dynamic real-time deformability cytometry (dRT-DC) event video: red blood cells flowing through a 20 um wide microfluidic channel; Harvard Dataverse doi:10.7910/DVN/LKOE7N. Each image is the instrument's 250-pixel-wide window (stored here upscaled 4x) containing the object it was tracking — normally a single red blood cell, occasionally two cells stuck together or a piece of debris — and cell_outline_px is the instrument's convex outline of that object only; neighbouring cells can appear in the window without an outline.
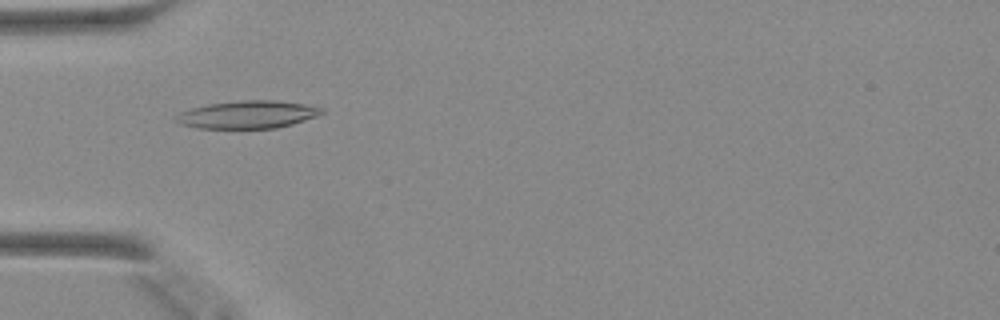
{"species": "Egyptian fruit bat (a non-hibernating species)", "species_latin": "Rousettus aegyptiacus", "temperature_condition": "warm", "stored_images_in_passage": 48, "camera_frame_rate_fps": 3000, "um_per_image_px": 0.085, "animal": {"sex": "female"}, "frame": {"image": 1, "passage_image": 16, "time_ms": 5.0, "image_size_px": [1000, 320], "cell_outline_px": [[324, 112], [316, 116], [292, 124], [276, 128], [196, 128], [180, 124], [172, 120], [180, 112], [192, 108], [208, 104], [240, 100], [276, 100], [304, 104], [324, 108]], "centroid_in_image_um": [21.02, 9.73], "position_along_channel_um": 64.0, "area_um2": 23.52}}
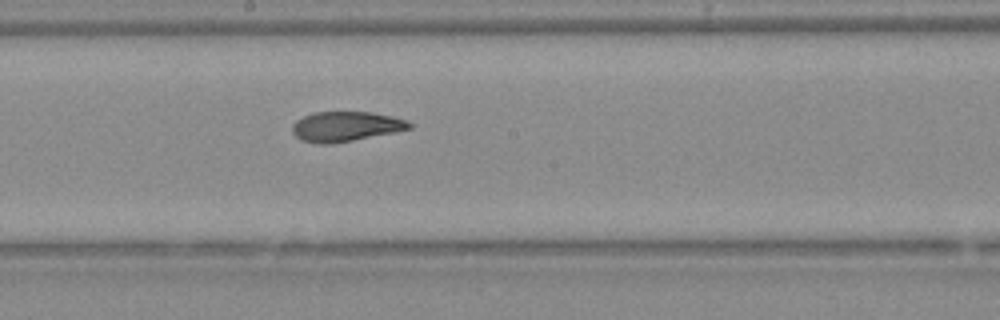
{"frame": {"image": 2, "passage_image": 27, "time_ms": 8.667, "image_size_px": [1000, 320], "cell_outline_px": [[412, 128], [396, 132], [352, 140], [328, 144], [316, 144], [300, 140], [292, 132], [292, 124], [296, 120], [312, 112], [372, 112], [392, 116], [408, 120], [412, 124]], "centroid_in_image_um": [29.38, 10.75], "position_along_channel_um": 218.8, "area_um2": 20.52}}
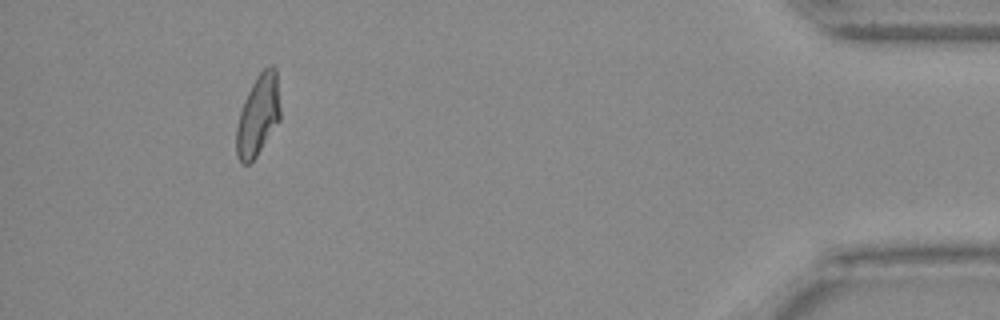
{"frame": {"image": 3, "passage_image": 45, "time_ms": 14.667, "image_size_px": [1000, 320], "cell_outline_px": [[280, 120], [256, 156], [248, 164], [244, 164], [240, 160], [236, 152], [236, 128], [240, 112], [244, 100], [256, 76], [268, 64], [272, 64], [276, 68], [280, 108]], "centroid_in_image_um": [21.95, 9.76], "position_along_channel_um": 413.3, "area_um2": 20.58}}